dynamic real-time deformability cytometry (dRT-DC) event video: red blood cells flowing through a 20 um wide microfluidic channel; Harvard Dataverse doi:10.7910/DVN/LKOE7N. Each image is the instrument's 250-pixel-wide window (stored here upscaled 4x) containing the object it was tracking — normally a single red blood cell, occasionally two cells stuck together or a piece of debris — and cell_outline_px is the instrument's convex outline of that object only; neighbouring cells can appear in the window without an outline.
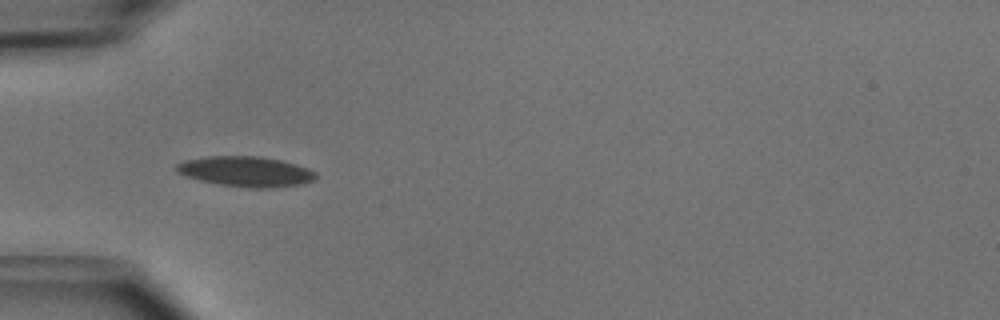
{"species": "common noctule bat (a hibernating species)", "species_latin": "Nyctalus noctula", "temperature_condition": "cold", "stored_images_in_passage": 4, "camera_frame_rate_fps": 3000, "um_per_image_px": 0.085, "animal": {"sex": "male", "body_mass_g": 15.6}, "frame": {"image": 1, "passage_image": 1, "time_ms": 0.0, "image_size_px": [1000, 320], "cell_outline_px": [[316, 176], [312, 180], [300, 184], [272, 188], [248, 188], [220, 184], [200, 180], [188, 176], [180, 172], [176, 168], [176, 164], [184, 160], [208, 156], [260, 156], [280, 160], [296, 164], [308, 168], [316, 172]], "centroid_in_image_um": [20.92, 14.57], "position_along_channel_um": 64.1, "area_um2": 24.33}}